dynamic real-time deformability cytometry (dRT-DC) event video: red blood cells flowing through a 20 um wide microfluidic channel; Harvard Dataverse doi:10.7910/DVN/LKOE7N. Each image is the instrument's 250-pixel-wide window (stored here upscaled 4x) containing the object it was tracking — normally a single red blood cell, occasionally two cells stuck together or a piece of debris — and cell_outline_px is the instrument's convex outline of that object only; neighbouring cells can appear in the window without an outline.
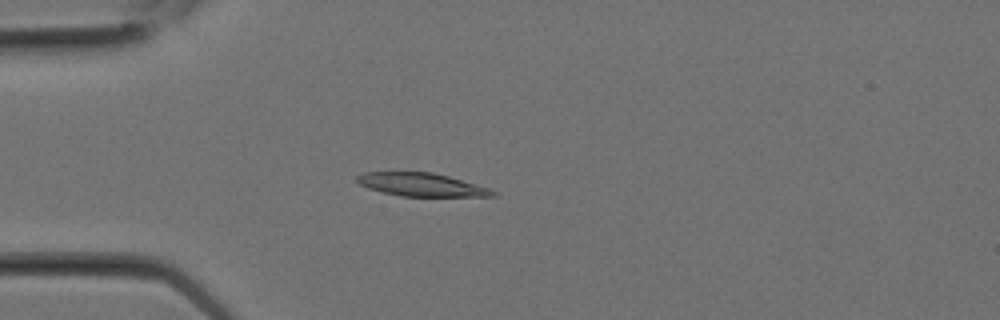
{"species": "Egyptian fruit bat (a non-hibernating species)", "species_latin": "Rousettus aegyptiacus", "temperature_condition": "room temperature", "stored_images_in_passage": 2, "camera_frame_rate_fps": 3000, "um_per_image_px": 0.085, "animal": {"sex": "female"}, "frame": {"image": 1, "passage_image": 2, "time_ms": 0.333, "image_size_px": [1000, 320], "cell_outline_px": [[496, 196], [400, 196], [368, 188], [360, 184], [356, 180], [356, 176], [364, 172], [432, 172], [448, 176], [492, 188], [496, 192]], "centroid_in_image_um": [35.85, 15.69], "position_along_channel_um": 49.2, "area_um2": 18.32}}